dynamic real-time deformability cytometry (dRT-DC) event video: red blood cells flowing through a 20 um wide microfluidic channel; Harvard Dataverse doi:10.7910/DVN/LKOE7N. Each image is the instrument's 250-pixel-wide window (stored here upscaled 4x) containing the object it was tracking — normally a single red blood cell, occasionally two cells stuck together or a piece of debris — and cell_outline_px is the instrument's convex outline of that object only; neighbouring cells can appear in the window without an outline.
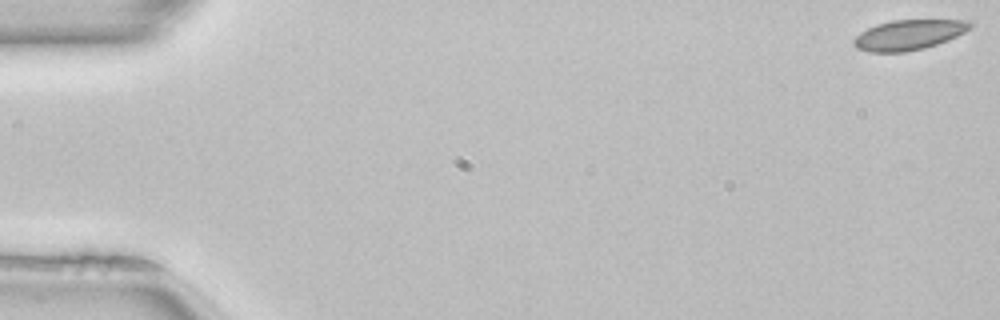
{"species": "common noctule bat (a hibernating species)", "species_latin": "Nyctalus noctula", "temperature_condition": "room temperature", "stored_images_in_passage": 51, "camera_frame_rate_fps": 3000, "um_per_image_px": 0.085, "animal": {"sex": "female", "body_mass_g": 22.7, "forearm_length_mm": 54.2}, "frame": {"image": 1, "passage_image": 1, "time_ms": 0.0, "image_size_px": [1000, 320], "cell_outline_px": [[976, 24], [972, 28], [948, 40], [924, 48], [904, 52], [868, 52], [856, 48], [852, 44], [852, 40], [860, 32], [876, 24], [892, 20], [972, 20]], "centroid_in_image_um": [77.26, 2.95], "position_along_channel_um": 7.7, "area_um2": 20.63}}
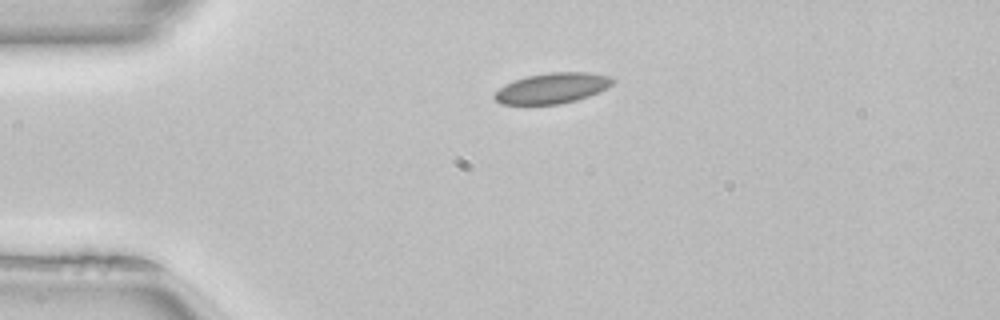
{"frame": {"image": 2, "passage_image": 12, "time_ms": 3.667, "image_size_px": [1000, 320], "cell_outline_px": [[616, 80], [608, 88], [588, 96], [576, 100], [560, 104], [500, 104], [492, 96], [504, 84], [512, 80], [528, 76], [552, 72], [588, 72], [608, 76]], "centroid_in_image_um": [46.93, 7.49], "position_along_channel_um": 38.1, "area_um2": 20.98}, "authors_computed_cell_mechanics": {"area_um2": 20.2878, "velocity_mm_per_s": 4.0221, "shape_relaxation_time_tau1_ms": 3.9867, "shape_relaxation_time_tau2_ms": 1.9459, "deformation_change_tau1": 0.08, "deformation_change_tau2": 0.0357}}